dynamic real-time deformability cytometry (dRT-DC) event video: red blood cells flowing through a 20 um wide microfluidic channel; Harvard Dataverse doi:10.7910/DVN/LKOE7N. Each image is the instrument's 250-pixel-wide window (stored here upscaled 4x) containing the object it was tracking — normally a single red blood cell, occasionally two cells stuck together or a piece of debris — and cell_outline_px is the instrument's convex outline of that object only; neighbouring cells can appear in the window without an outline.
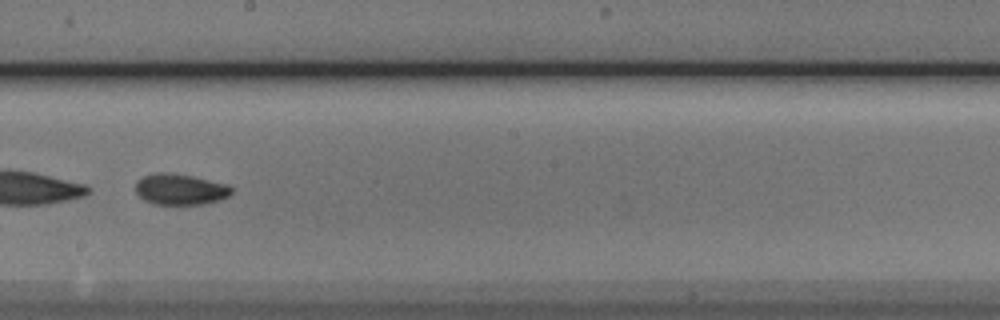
{"species": "Egyptian fruit bat (a non-hibernating species)", "species_latin": "Rousettus aegyptiacus", "temperature_condition": "cold", "stored_images_in_passage": 54, "segment_of_instrument_passage": [2, 2], "camera_frame_rate_fps": 3000, "um_per_image_px": 0.085, "animal": {"sex": "male"}, "frame": {"image": 1, "passage_image": 32, "time_ms": 10.333, "image_size_px": [1000, 320], "cell_outline_px": [[232, 192], [228, 196], [220, 200], [204, 204], [152, 204], [144, 200], [136, 192], [136, 180], [144, 176], [156, 172], [168, 172], [192, 176], [224, 184], [232, 188]], "centroid_in_image_um": [15.28, 16.09], "position_along_channel_um": 232.9, "area_um2": 17.22}}